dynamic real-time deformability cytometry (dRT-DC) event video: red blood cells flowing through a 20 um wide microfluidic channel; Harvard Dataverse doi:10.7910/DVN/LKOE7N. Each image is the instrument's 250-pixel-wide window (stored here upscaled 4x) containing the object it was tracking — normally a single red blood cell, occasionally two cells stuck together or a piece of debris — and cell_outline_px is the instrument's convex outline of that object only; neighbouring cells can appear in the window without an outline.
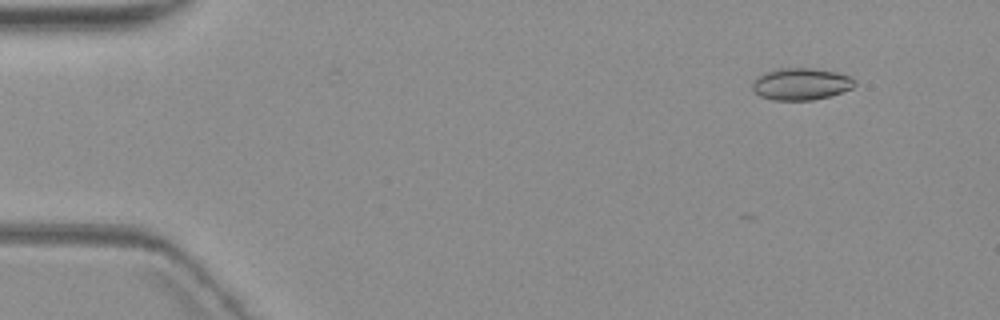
{"species": "common noctule bat (a hibernating species)", "species_latin": "Nyctalus noctula", "temperature_condition": "warm", "stored_images_in_passage": 6, "camera_frame_rate_fps": 3000, "um_per_image_px": 0.085, "animal": {"sex": "female", "body_mass_g": 19.3, "forearm_length_mm": 54.1}, "frame": {"image": 1, "passage_image": 2, "time_ms": 1.333, "image_size_px": [1000, 320], "cell_outline_px": [[856, 84], [852, 88], [828, 96], [812, 100], [772, 100], [760, 96], [752, 88], [752, 84], [764, 72], [776, 68], [812, 68], [836, 72], [852, 76], [856, 80]], "centroid_in_image_um": [68.11, 7.13], "position_along_channel_um": 16.9, "area_um2": 19.02}}
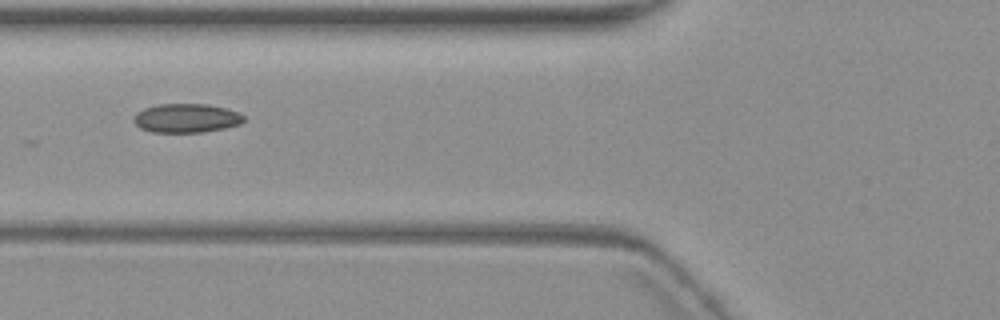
{"frame": {"image": 2, "passage_image": 6, "time_ms": 7.0, "image_size_px": [1000, 320], "cell_outline_px": [[244, 120], [240, 124], [224, 128], [204, 132], [152, 132], [140, 128], [132, 120], [136, 112], [144, 108], [160, 104], [208, 104], [224, 108], [236, 112], [244, 116]], "centroid_in_image_um": [15.8, 10.04], "position_along_channel_um": 110.0, "area_um2": 18.5}}